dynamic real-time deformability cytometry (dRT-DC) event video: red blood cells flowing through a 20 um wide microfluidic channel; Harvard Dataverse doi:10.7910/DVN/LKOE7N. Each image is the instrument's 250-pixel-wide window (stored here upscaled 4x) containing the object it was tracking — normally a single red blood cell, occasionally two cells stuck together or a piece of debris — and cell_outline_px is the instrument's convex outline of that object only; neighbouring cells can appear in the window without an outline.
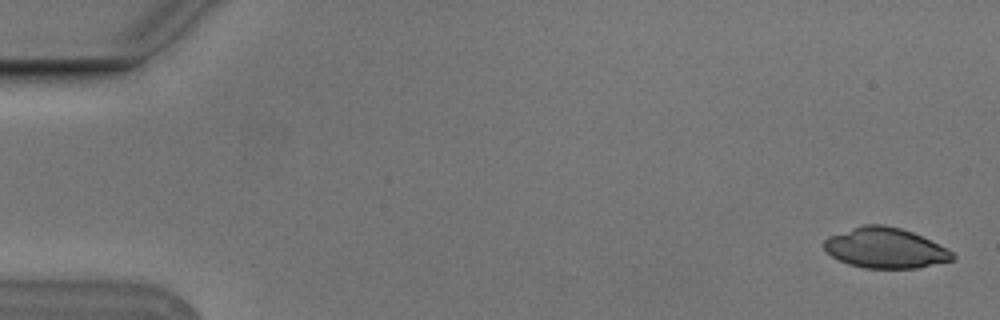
{"species": "Egyptian fruit bat (a non-hibernating species)", "species_latin": "Rousettus aegyptiacus", "temperature_condition": "cold", "stored_images_in_passage": 5, "camera_frame_rate_fps": 3000, "um_per_image_px": 0.085, "animal": {"sex": "male"}, "frame": {"image": 1, "passage_image": 1, "time_ms": 0.0, "image_size_px": [1000, 320], "cell_outline_px": [[956, 256], [952, 260], [916, 268], [864, 268], [848, 264], [832, 256], [824, 248], [824, 240], [828, 236], [864, 224], [884, 224], [900, 228], [912, 232], [952, 252]], "centroid_in_image_um": [75.2, 21.08], "position_along_channel_um": 9.8, "area_um2": 29.77}}